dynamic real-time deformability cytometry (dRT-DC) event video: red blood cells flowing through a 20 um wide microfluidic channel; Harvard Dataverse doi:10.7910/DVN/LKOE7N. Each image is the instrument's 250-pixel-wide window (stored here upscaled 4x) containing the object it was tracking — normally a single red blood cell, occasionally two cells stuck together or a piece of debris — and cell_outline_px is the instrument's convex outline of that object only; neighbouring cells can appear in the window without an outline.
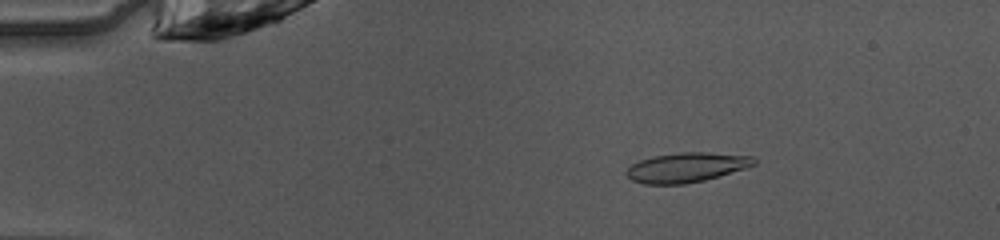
{"species": "common noctule bat (a hibernating species)", "species_latin": "Nyctalus noctula", "temperature_condition": "warm", "stored_images_in_passage": 48, "camera_frame_rate_fps": 3000, "um_per_image_px": 0.085, "animal": {"sex": "female", "body_mass_g": 10.0, "forearm_length_mm": 53.1}, "frame": {"image": 1, "passage_image": 8, "time_ms": 2.333, "image_size_px": [1000, 240], "cell_outline_px": [[756, 164], [744, 168], [704, 180], [684, 184], [644, 184], [632, 180], [624, 172], [632, 164], [640, 160], [652, 156], [680, 152], [708, 152], [752, 156], [756, 160]], "centroid_in_image_um": [58.32, 14.22], "position_along_channel_um": 26.7, "area_um2": 21.91}}
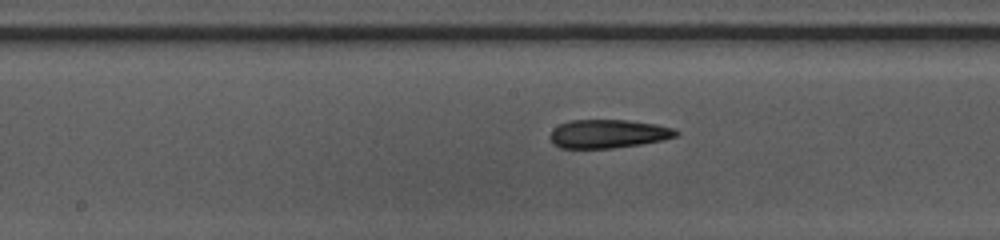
{"frame": {"image": 2, "passage_image": 25, "time_ms": 8.0, "image_size_px": [1000, 240], "cell_outline_px": [[680, 132], [676, 136], [664, 140], [640, 144], [612, 148], [560, 148], [552, 144], [548, 136], [552, 128], [568, 120], [628, 120], [656, 124], [672, 128]], "centroid_in_image_um": [51.64, 11.37], "position_along_channel_um": 196.6, "area_um2": 21.15}}
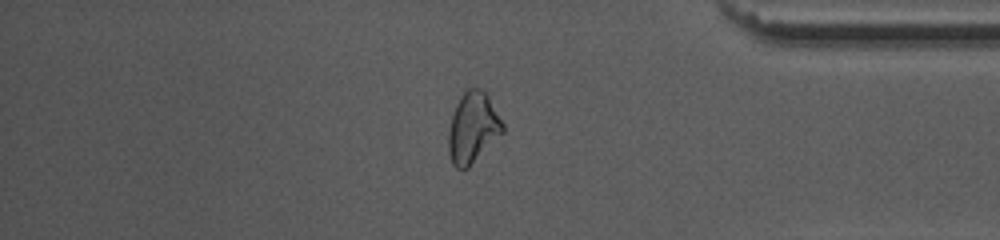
{"frame": {"image": 3, "passage_image": 41, "time_ms": 13.333, "image_size_px": [1000, 240], "cell_outline_px": [[504, 132], [468, 168], [456, 168], [452, 164], [448, 152], [448, 132], [452, 116], [456, 104], [460, 96], [468, 88], [480, 88], [488, 92], [504, 124]], "centroid_in_image_um": [40.21, 10.83], "position_along_channel_um": 395.0, "area_um2": 22.66}, "authors_computed_cell_mechanics": {"area_um2": 21.6172, "velocity_mm_per_s": 4.0937, "shape_relaxation_time_tau1_ms": 4.5573, "shape_relaxation_time_tau2_ms": 4.7546, "deformation_change_tau1": 0.1701, "deformation_change_tau2": 0.1307}}